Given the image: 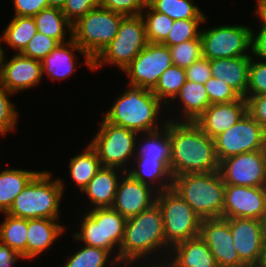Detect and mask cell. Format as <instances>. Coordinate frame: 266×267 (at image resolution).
<instances>
[{
    "mask_svg": "<svg viewBox=\"0 0 266 267\" xmlns=\"http://www.w3.org/2000/svg\"><path fill=\"white\" fill-rule=\"evenodd\" d=\"M170 141L172 143L170 170L173 177L219 171L215 141L195 122H180L172 116Z\"/></svg>",
    "mask_w": 266,
    "mask_h": 267,
    "instance_id": "6da1fadb",
    "label": "cell"
},
{
    "mask_svg": "<svg viewBox=\"0 0 266 267\" xmlns=\"http://www.w3.org/2000/svg\"><path fill=\"white\" fill-rule=\"evenodd\" d=\"M163 248L168 250L169 256L171 247L166 243L163 216L157 203L126 219L124 237L119 249L121 265L132 261L141 262L142 259L147 261L146 258L156 252L159 254L158 251Z\"/></svg>",
    "mask_w": 266,
    "mask_h": 267,
    "instance_id": "7a4b0ae2",
    "label": "cell"
},
{
    "mask_svg": "<svg viewBox=\"0 0 266 267\" xmlns=\"http://www.w3.org/2000/svg\"><path fill=\"white\" fill-rule=\"evenodd\" d=\"M162 107L164 104L151 90L130 86L119 95L103 118L138 133L152 132L166 125L167 121L163 125L157 122Z\"/></svg>",
    "mask_w": 266,
    "mask_h": 267,
    "instance_id": "3957f363",
    "label": "cell"
},
{
    "mask_svg": "<svg viewBox=\"0 0 266 267\" xmlns=\"http://www.w3.org/2000/svg\"><path fill=\"white\" fill-rule=\"evenodd\" d=\"M172 189L201 220L223 218L225 183L219 171L178 175Z\"/></svg>",
    "mask_w": 266,
    "mask_h": 267,
    "instance_id": "277c9868",
    "label": "cell"
},
{
    "mask_svg": "<svg viewBox=\"0 0 266 267\" xmlns=\"http://www.w3.org/2000/svg\"><path fill=\"white\" fill-rule=\"evenodd\" d=\"M62 181L60 178L52 180L50 172L39 171L6 213L23 219H60V201L66 188Z\"/></svg>",
    "mask_w": 266,
    "mask_h": 267,
    "instance_id": "5b68a950",
    "label": "cell"
},
{
    "mask_svg": "<svg viewBox=\"0 0 266 267\" xmlns=\"http://www.w3.org/2000/svg\"><path fill=\"white\" fill-rule=\"evenodd\" d=\"M82 218L81 229L74 233V240L107 250L111 255L116 249L118 252L112 257L119 262V249L124 237L126 218L112 207L90 209Z\"/></svg>",
    "mask_w": 266,
    "mask_h": 267,
    "instance_id": "8992f818",
    "label": "cell"
},
{
    "mask_svg": "<svg viewBox=\"0 0 266 267\" xmlns=\"http://www.w3.org/2000/svg\"><path fill=\"white\" fill-rule=\"evenodd\" d=\"M125 15L101 6L72 24V39L93 60L116 36Z\"/></svg>",
    "mask_w": 266,
    "mask_h": 267,
    "instance_id": "52a82bcc",
    "label": "cell"
},
{
    "mask_svg": "<svg viewBox=\"0 0 266 267\" xmlns=\"http://www.w3.org/2000/svg\"><path fill=\"white\" fill-rule=\"evenodd\" d=\"M147 43L142 16H125L114 39L93 59V71L106 64L124 70Z\"/></svg>",
    "mask_w": 266,
    "mask_h": 267,
    "instance_id": "ba28073f",
    "label": "cell"
},
{
    "mask_svg": "<svg viewBox=\"0 0 266 267\" xmlns=\"http://www.w3.org/2000/svg\"><path fill=\"white\" fill-rule=\"evenodd\" d=\"M97 132L89 144L97 152L101 166L119 168L127 172V163L134 161L135 147L139 145L136 136L141 137L143 133L114 125L104 118Z\"/></svg>",
    "mask_w": 266,
    "mask_h": 267,
    "instance_id": "9c48e42d",
    "label": "cell"
},
{
    "mask_svg": "<svg viewBox=\"0 0 266 267\" xmlns=\"http://www.w3.org/2000/svg\"><path fill=\"white\" fill-rule=\"evenodd\" d=\"M164 221L166 243L174 245L200 235L201 219L172 188L156 196Z\"/></svg>",
    "mask_w": 266,
    "mask_h": 267,
    "instance_id": "30bf717a",
    "label": "cell"
},
{
    "mask_svg": "<svg viewBox=\"0 0 266 267\" xmlns=\"http://www.w3.org/2000/svg\"><path fill=\"white\" fill-rule=\"evenodd\" d=\"M251 29L245 25H221L201 30L203 57L214 60L251 55Z\"/></svg>",
    "mask_w": 266,
    "mask_h": 267,
    "instance_id": "8fae6325",
    "label": "cell"
},
{
    "mask_svg": "<svg viewBox=\"0 0 266 267\" xmlns=\"http://www.w3.org/2000/svg\"><path fill=\"white\" fill-rule=\"evenodd\" d=\"M214 141L220 162L241 153L266 150V130L246 112L236 124L217 135Z\"/></svg>",
    "mask_w": 266,
    "mask_h": 267,
    "instance_id": "7c38bea8",
    "label": "cell"
},
{
    "mask_svg": "<svg viewBox=\"0 0 266 267\" xmlns=\"http://www.w3.org/2000/svg\"><path fill=\"white\" fill-rule=\"evenodd\" d=\"M172 65L169 47L148 42L123 71L129 77V86L152 90L161 74Z\"/></svg>",
    "mask_w": 266,
    "mask_h": 267,
    "instance_id": "4fadbf2b",
    "label": "cell"
},
{
    "mask_svg": "<svg viewBox=\"0 0 266 267\" xmlns=\"http://www.w3.org/2000/svg\"><path fill=\"white\" fill-rule=\"evenodd\" d=\"M225 185L266 187V150L241 153L219 162Z\"/></svg>",
    "mask_w": 266,
    "mask_h": 267,
    "instance_id": "5bb4252c",
    "label": "cell"
},
{
    "mask_svg": "<svg viewBox=\"0 0 266 267\" xmlns=\"http://www.w3.org/2000/svg\"><path fill=\"white\" fill-rule=\"evenodd\" d=\"M2 48L0 60V85L14 93L36 86L43 79L42 62L16 53L6 61Z\"/></svg>",
    "mask_w": 266,
    "mask_h": 267,
    "instance_id": "9a60e30c",
    "label": "cell"
},
{
    "mask_svg": "<svg viewBox=\"0 0 266 267\" xmlns=\"http://www.w3.org/2000/svg\"><path fill=\"white\" fill-rule=\"evenodd\" d=\"M266 187L225 185L223 218H252L264 220Z\"/></svg>",
    "mask_w": 266,
    "mask_h": 267,
    "instance_id": "2e32d148",
    "label": "cell"
},
{
    "mask_svg": "<svg viewBox=\"0 0 266 267\" xmlns=\"http://www.w3.org/2000/svg\"><path fill=\"white\" fill-rule=\"evenodd\" d=\"M200 236L205 240L219 267L246 265L234 246L230 226L225 218L202 219Z\"/></svg>",
    "mask_w": 266,
    "mask_h": 267,
    "instance_id": "e0dca14e",
    "label": "cell"
},
{
    "mask_svg": "<svg viewBox=\"0 0 266 267\" xmlns=\"http://www.w3.org/2000/svg\"><path fill=\"white\" fill-rule=\"evenodd\" d=\"M121 175L111 206L115 211L129 219L156 203L158 192L155 189L134 179L127 172Z\"/></svg>",
    "mask_w": 266,
    "mask_h": 267,
    "instance_id": "ac0fdd59",
    "label": "cell"
},
{
    "mask_svg": "<svg viewBox=\"0 0 266 267\" xmlns=\"http://www.w3.org/2000/svg\"><path fill=\"white\" fill-rule=\"evenodd\" d=\"M233 236L234 246L245 264H257L266 241L262 220L252 218L226 219Z\"/></svg>",
    "mask_w": 266,
    "mask_h": 267,
    "instance_id": "d6986e66",
    "label": "cell"
},
{
    "mask_svg": "<svg viewBox=\"0 0 266 267\" xmlns=\"http://www.w3.org/2000/svg\"><path fill=\"white\" fill-rule=\"evenodd\" d=\"M247 112L245 98L228 102L211 104L195 123L212 139L236 124Z\"/></svg>",
    "mask_w": 266,
    "mask_h": 267,
    "instance_id": "ffe728a7",
    "label": "cell"
},
{
    "mask_svg": "<svg viewBox=\"0 0 266 267\" xmlns=\"http://www.w3.org/2000/svg\"><path fill=\"white\" fill-rule=\"evenodd\" d=\"M78 51L85 57V64L93 70V60L84 52L81 47L73 40L60 43L52 50L41 62L43 76L45 73L54 81L56 79H65L74 73L76 70L75 54Z\"/></svg>",
    "mask_w": 266,
    "mask_h": 267,
    "instance_id": "44dd1931",
    "label": "cell"
},
{
    "mask_svg": "<svg viewBox=\"0 0 266 267\" xmlns=\"http://www.w3.org/2000/svg\"><path fill=\"white\" fill-rule=\"evenodd\" d=\"M251 56L210 60L212 77L226 82L242 98H246Z\"/></svg>",
    "mask_w": 266,
    "mask_h": 267,
    "instance_id": "7402d4cb",
    "label": "cell"
},
{
    "mask_svg": "<svg viewBox=\"0 0 266 267\" xmlns=\"http://www.w3.org/2000/svg\"><path fill=\"white\" fill-rule=\"evenodd\" d=\"M168 258L174 267H219L200 235L174 245Z\"/></svg>",
    "mask_w": 266,
    "mask_h": 267,
    "instance_id": "603a6c76",
    "label": "cell"
},
{
    "mask_svg": "<svg viewBox=\"0 0 266 267\" xmlns=\"http://www.w3.org/2000/svg\"><path fill=\"white\" fill-rule=\"evenodd\" d=\"M59 219H28L27 259H33L49 250L55 240L62 236L65 227L58 223Z\"/></svg>",
    "mask_w": 266,
    "mask_h": 267,
    "instance_id": "cb8c5ba5",
    "label": "cell"
},
{
    "mask_svg": "<svg viewBox=\"0 0 266 267\" xmlns=\"http://www.w3.org/2000/svg\"><path fill=\"white\" fill-rule=\"evenodd\" d=\"M119 168L101 167L88 185L83 189L86 197L90 199L93 208L111 207L114 202L117 187L120 181ZM118 171V173H117Z\"/></svg>",
    "mask_w": 266,
    "mask_h": 267,
    "instance_id": "d4e9b609",
    "label": "cell"
},
{
    "mask_svg": "<svg viewBox=\"0 0 266 267\" xmlns=\"http://www.w3.org/2000/svg\"><path fill=\"white\" fill-rule=\"evenodd\" d=\"M133 164L137 165L135 168L131 167L127 173L134 179L151 186L157 192L172 188L174 177L170 170V161L137 160Z\"/></svg>",
    "mask_w": 266,
    "mask_h": 267,
    "instance_id": "484cf974",
    "label": "cell"
},
{
    "mask_svg": "<svg viewBox=\"0 0 266 267\" xmlns=\"http://www.w3.org/2000/svg\"><path fill=\"white\" fill-rule=\"evenodd\" d=\"M140 147L136 146V160L170 161L172 157V143L170 141V120L156 131L144 132ZM144 138V139H143ZM146 138V139H145ZM138 149V150H137ZM137 156V157H136Z\"/></svg>",
    "mask_w": 266,
    "mask_h": 267,
    "instance_id": "4316f807",
    "label": "cell"
},
{
    "mask_svg": "<svg viewBox=\"0 0 266 267\" xmlns=\"http://www.w3.org/2000/svg\"><path fill=\"white\" fill-rule=\"evenodd\" d=\"M177 98L180 100V103L182 102L180 122L182 119V122H195L211 105L204 84L190 80H186L173 100Z\"/></svg>",
    "mask_w": 266,
    "mask_h": 267,
    "instance_id": "83f0119b",
    "label": "cell"
},
{
    "mask_svg": "<svg viewBox=\"0 0 266 267\" xmlns=\"http://www.w3.org/2000/svg\"><path fill=\"white\" fill-rule=\"evenodd\" d=\"M37 173L14 168L0 171V213L10 209L15 198Z\"/></svg>",
    "mask_w": 266,
    "mask_h": 267,
    "instance_id": "f1b7e54d",
    "label": "cell"
},
{
    "mask_svg": "<svg viewBox=\"0 0 266 267\" xmlns=\"http://www.w3.org/2000/svg\"><path fill=\"white\" fill-rule=\"evenodd\" d=\"M33 18L36 23L37 32L56 39L59 43L72 39V24L67 20L61 9L48 7L41 10ZM67 30L69 32V40H66Z\"/></svg>",
    "mask_w": 266,
    "mask_h": 267,
    "instance_id": "f546056e",
    "label": "cell"
},
{
    "mask_svg": "<svg viewBox=\"0 0 266 267\" xmlns=\"http://www.w3.org/2000/svg\"><path fill=\"white\" fill-rule=\"evenodd\" d=\"M4 214V221L0 223V242L27 259L28 219Z\"/></svg>",
    "mask_w": 266,
    "mask_h": 267,
    "instance_id": "4dcf8cb0",
    "label": "cell"
},
{
    "mask_svg": "<svg viewBox=\"0 0 266 267\" xmlns=\"http://www.w3.org/2000/svg\"><path fill=\"white\" fill-rule=\"evenodd\" d=\"M36 32L37 27L33 17L13 16L0 41L16 50L15 53H22Z\"/></svg>",
    "mask_w": 266,
    "mask_h": 267,
    "instance_id": "1f68e13d",
    "label": "cell"
},
{
    "mask_svg": "<svg viewBox=\"0 0 266 267\" xmlns=\"http://www.w3.org/2000/svg\"><path fill=\"white\" fill-rule=\"evenodd\" d=\"M97 152L89 145L69 162L70 177L81 192L101 168Z\"/></svg>",
    "mask_w": 266,
    "mask_h": 267,
    "instance_id": "d6a6232c",
    "label": "cell"
},
{
    "mask_svg": "<svg viewBox=\"0 0 266 267\" xmlns=\"http://www.w3.org/2000/svg\"><path fill=\"white\" fill-rule=\"evenodd\" d=\"M157 12L166 14L171 19H205L202 10L192 0H147Z\"/></svg>",
    "mask_w": 266,
    "mask_h": 267,
    "instance_id": "836d02e7",
    "label": "cell"
},
{
    "mask_svg": "<svg viewBox=\"0 0 266 267\" xmlns=\"http://www.w3.org/2000/svg\"><path fill=\"white\" fill-rule=\"evenodd\" d=\"M80 250L72 254L62 267H109L122 266L111 254L104 249L83 244ZM111 258V259H108Z\"/></svg>",
    "mask_w": 266,
    "mask_h": 267,
    "instance_id": "e575fe53",
    "label": "cell"
},
{
    "mask_svg": "<svg viewBox=\"0 0 266 267\" xmlns=\"http://www.w3.org/2000/svg\"><path fill=\"white\" fill-rule=\"evenodd\" d=\"M185 82V69L172 65L161 74L156 86L151 91L167 106L170 101L168 99L173 100Z\"/></svg>",
    "mask_w": 266,
    "mask_h": 267,
    "instance_id": "d590c367",
    "label": "cell"
},
{
    "mask_svg": "<svg viewBox=\"0 0 266 267\" xmlns=\"http://www.w3.org/2000/svg\"><path fill=\"white\" fill-rule=\"evenodd\" d=\"M144 10L146 13L142 12L141 16L145 24L147 41L162 44L168 37L174 20L166 14L155 11L148 3Z\"/></svg>",
    "mask_w": 266,
    "mask_h": 267,
    "instance_id": "8d00e7d4",
    "label": "cell"
},
{
    "mask_svg": "<svg viewBox=\"0 0 266 267\" xmlns=\"http://www.w3.org/2000/svg\"><path fill=\"white\" fill-rule=\"evenodd\" d=\"M206 20L207 18L175 20L168 37L162 44L170 47L192 39H198L201 32L199 26Z\"/></svg>",
    "mask_w": 266,
    "mask_h": 267,
    "instance_id": "74e56055",
    "label": "cell"
},
{
    "mask_svg": "<svg viewBox=\"0 0 266 267\" xmlns=\"http://www.w3.org/2000/svg\"><path fill=\"white\" fill-rule=\"evenodd\" d=\"M169 49L173 65L184 69L203 57L201 37L170 46Z\"/></svg>",
    "mask_w": 266,
    "mask_h": 267,
    "instance_id": "f35d334b",
    "label": "cell"
},
{
    "mask_svg": "<svg viewBox=\"0 0 266 267\" xmlns=\"http://www.w3.org/2000/svg\"><path fill=\"white\" fill-rule=\"evenodd\" d=\"M14 93L6 90L0 85V134L5 136L7 132L16 129L18 112L13 102H10L9 95Z\"/></svg>",
    "mask_w": 266,
    "mask_h": 267,
    "instance_id": "ab89813d",
    "label": "cell"
},
{
    "mask_svg": "<svg viewBox=\"0 0 266 267\" xmlns=\"http://www.w3.org/2000/svg\"><path fill=\"white\" fill-rule=\"evenodd\" d=\"M252 57L253 55L249 65L246 97L266 94V61L257 59L256 62Z\"/></svg>",
    "mask_w": 266,
    "mask_h": 267,
    "instance_id": "60d3db41",
    "label": "cell"
},
{
    "mask_svg": "<svg viewBox=\"0 0 266 267\" xmlns=\"http://www.w3.org/2000/svg\"><path fill=\"white\" fill-rule=\"evenodd\" d=\"M204 87L207 90L210 104L228 103L241 98L233 88L218 78H209L205 82Z\"/></svg>",
    "mask_w": 266,
    "mask_h": 267,
    "instance_id": "b9f144b4",
    "label": "cell"
},
{
    "mask_svg": "<svg viewBox=\"0 0 266 267\" xmlns=\"http://www.w3.org/2000/svg\"><path fill=\"white\" fill-rule=\"evenodd\" d=\"M59 44L56 39L36 32L21 54L25 57L42 61Z\"/></svg>",
    "mask_w": 266,
    "mask_h": 267,
    "instance_id": "7bdbcfd3",
    "label": "cell"
},
{
    "mask_svg": "<svg viewBox=\"0 0 266 267\" xmlns=\"http://www.w3.org/2000/svg\"><path fill=\"white\" fill-rule=\"evenodd\" d=\"M147 0H101L100 6L123 14L125 16H138L144 11Z\"/></svg>",
    "mask_w": 266,
    "mask_h": 267,
    "instance_id": "ee69618b",
    "label": "cell"
},
{
    "mask_svg": "<svg viewBox=\"0 0 266 267\" xmlns=\"http://www.w3.org/2000/svg\"><path fill=\"white\" fill-rule=\"evenodd\" d=\"M101 0H66L62 13L67 20L74 24L78 19L82 18L92 9L100 6Z\"/></svg>",
    "mask_w": 266,
    "mask_h": 267,
    "instance_id": "f6af8a7d",
    "label": "cell"
},
{
    "mask_svg": "<svg viewBox=\"0 0 266 267\" xmlns=\"http://www.w3.org/2000/svg\"><path fill=\"white\" fill-rule=\"evenodd\" d=\"M186 80L196 83L205 84V82L212 77L210 60L207 58H200L193 62L188 68H185Z\"/></svg>",
    "mask_w": 266,
    "mask_h": 267,
    "instance_id": "bcb514c9",
    "label": "cell"
},
{
    "mask_svg": "<svg viewBox=\"0 0 266 267\" xmlns=\"http://www.w3.org/2000/svg\"><path fill=\"white\" fill-rule=\"evenodd\" d=\"M247 113L266 130V94L246 97Z\"/></svg>",
    "mask_w": 266,
    "mask_h": 267,
    "instance_id": "7dc6e473",
    "label": "cell"
},
{
    "mask_svg": "<svg viewBox=\"0 0 266 267\" xmlns=\"http://www.w3.org/2000/svg\"><path fill=\"white\" fill-rule=\"evenodd\" d=\"M15 14L13 16L34 17L41 10L48 8L47 0H13Z\"/></svg>",
    "mask_w": 266,
    "mask_h": 267,
    "instance_id": "c3c4849f",
    "label": "cell"
},
{
    "mask_svg": "<svg viewBox=\"0 0 266 267\" xmlns=\"http://www.w3.org/2000/svg\"><path fill=\"white\" fill-rule=\"evenodd\" d=\"M261 29L255 34L256 31L251 29V53L256 59L266 61V24L260 19Z\"/></svg>",
    "mask_w": 266,
    "mask_h": 267,
    "instance_id": "681fc988",
    "label": "cell"
},
{
    "mask_svg": "<svg viewBox=\"0 0 266 267\" xmlns=\"http://www.w3.org/2000/svg\"><path fill=\"white\" fill-rule=\"evenodd\" d=\"M18 259H23L7 245L0 242V267H11Z\"/></svg>",
    "mask_w": 266,
    "mask_h": 267,
    "instance_id": "f907efd6",
    "label": "cell"
},
{
    "mask_svg": "<svg viewBox=\"0 0 266 267\" xmlns=\"http://www.w3.org/2000/svg\"><path fill=\"white\" fill-rule=\"evenodd\" d=\"M257 8L254 14L266 24V0H256Z\"/></svg>",
    "mask_w": 266,
    "mask_h": 267,
    "instance_id": "816d5d0a",
    "label": "cell"
},
{
    "mask_svg": "<svg viewBox=\"0 0 266 267\" xmlns=\"http://www.w3.org/2000/svg\"><path fill=\"white\" fill-rule=\"evenodd\" d=\"M154 261H155V262H154ZM154 261H152L154 264H153V263H151V264H146V266H143V267H174L173 263L171 262V259L168 261V260H167V257H166L165 262H164V260H163V262H159V263L157 262V264H156V260H154ZM135 263H139L138 265L141 267L139 261H132V262H129V263L125 264V266L130 267V265L133 266V264H135ZM147 265H148V266H147ZM139 266H138V267H139Z\"/></svg>",
    "mask_w": 266,
    "mask_h": 267,
    "instance_id": "f5cc1de1",
    "label": "cell"
},
{
    "mask_svg": "<svg viewBox=\"0 0 266 267\" xmlns=\"http://www.w3.org/2000/svg\"><path fill=\"white\" fill-rule=\"evenodd\" d=\"M66 0H47V6L62 9Z\"/></svg>",
    "mask_w": 266,
    "mask_h": 267,
    "instance_id": "db71d44e",
    "label": "cell"
},
{
    "mask_svg": "<svg viewBox=\"0 0 266 267\" xmlns=\"http://www.w3.org/2000/svg\"><path fill=\"white\" fill-rule=\"evenodd\" d=\"M256 265L258 267H266V241Z\"/></svg>",
    "mask_w": 266,
    "mask_h": 267,
    "instance_id": "11a10c76",
    "label": "cell"
},
{
    "mask_svg": "<svg viewBox=\"0 0 266 267\" xmlns=\"http://www.w3.org/2000/svg\"><path fill=\"white\" fill-rule=\"evenodd\" d=\"M241 267H258L256 264H246L244 266Z\"/></svg>",
    "mask_w": 266,
    "mask_h": 267,
    "instance_id": "9f6ffc18",
    "label": "cell"
},
{
    "mask_svg": "<svg viewBox=\"0 0 266 267\" xmlns=\"http://www.w3.org/2000/svg\"><path fill=\"white\" fill-rule=\"evenodd\" d=\"M263 224H264V230H265V233H266V214H265V218L263 220Z\"/></svg>",
    "mask_w": 266,
    "mask_h": 267,
    "instance_id": "6f0895ef",
    "label": "cell"
},
{
    "mask_svg": "<svg viewBox=\"0 0 266 267\" xmlns=\"http://www.w3.org/2000/svg\"><path fill=\"white\" fill-rule=\"evenodd\" d=\"M1 43V42H0ZM1 56H2V46L0 44V60H1Z\"/></svg>",
    "mask_w": 266,
    "mask_h": 267,
    "instance_id": "680465c9",
    "label": "cell"
}]
</instances>
